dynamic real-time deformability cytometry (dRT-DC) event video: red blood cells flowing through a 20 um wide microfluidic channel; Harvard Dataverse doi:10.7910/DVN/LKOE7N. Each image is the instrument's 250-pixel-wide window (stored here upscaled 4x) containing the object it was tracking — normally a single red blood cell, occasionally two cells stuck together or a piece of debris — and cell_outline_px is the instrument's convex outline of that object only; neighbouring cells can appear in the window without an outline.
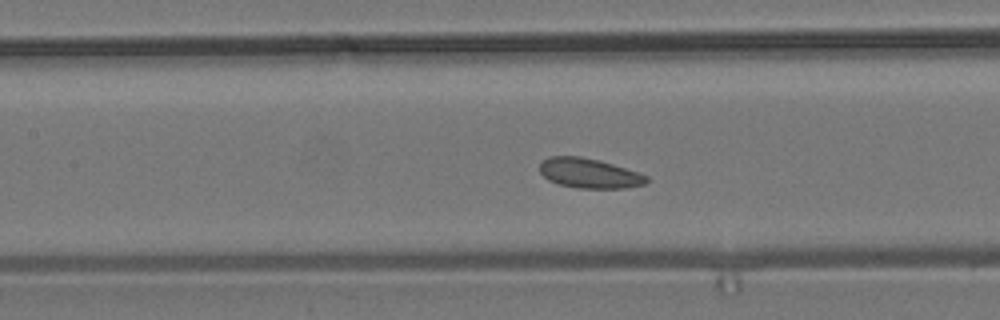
{"species": "common noctule bat (a hibernating species)", "species_latin": "Nyctalus noctula", "temperature_condition": "room temperature", "stored_images_in_passage": 13, "camera_frame_rate_fps": 3000, "um_per_image_px": 0.085, "animal": {"sex": "male", "body_mass_g": 19.2, "forearm_length_mm": 51.8}, "frame": {"image": 1, "passage_image": 10, "time_ms": 3.0, "image_size_px": [1000, 320], "cell_outline_px": [[648, 180], [644, 184], [624, 188], [576, 188], [560, 184], [548, 180], [540, 172], [540, 164], [548, 156], [580, 156], [600, 160], [648, 176]], "centroid_in_image_um": [50.06, 14.72], "position_along_channel_um": 157.3, "area_um2": 18.38}}